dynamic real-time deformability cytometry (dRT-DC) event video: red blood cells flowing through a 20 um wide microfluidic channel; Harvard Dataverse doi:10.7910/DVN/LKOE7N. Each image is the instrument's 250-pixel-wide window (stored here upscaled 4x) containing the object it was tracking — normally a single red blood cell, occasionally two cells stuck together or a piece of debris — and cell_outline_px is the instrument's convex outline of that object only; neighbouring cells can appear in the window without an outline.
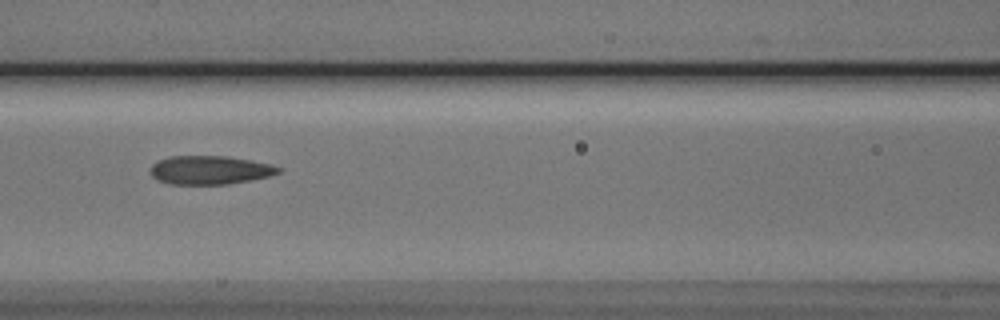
{"species": "Egyptian fruit bat (a non-hibernating species)", "species_latin": "Rousettus aegyptiacus", "temperature_condition": "cold", "stored_images_in_passage": 8, "camera_frame_rate_fps": 3000, "um_per_image_px": 0.085, "animal": {"sex": "male"}, "frame": {"image": 1, "passage_image": 3, "time_ms": 2.333, "image_size_px": [1000, 320], "cell_outline_px": [[280, 172], [268, 176], [228, 184], [168, 184], [156, 180], [148, 172], [148, 168], [152, 164], [168, 156], [228, 156], [252, 160], [272, 164], [280, 168]], "centroid_in_image_um": [17.77, 14.45], "position_along_channel_um": 148.8, "area_um2": 21.5}}
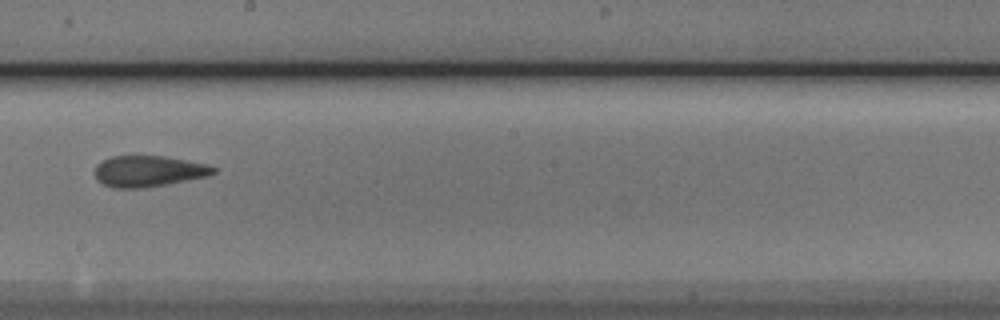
{"frame": {"image": 2, "passage_image": 5, "time_ms": 4.667, "image_size_px": [1000, 320], "cell_outline_px": [[216, 172], [208, 176], [168, 184], [140, 188], [112, 188], [96, 180], [92, 172], [96, 164], [112, 156], [164, 156], [208, 164], [216, 168]], "centroid_in_image_um": [12.59, 14.55], "position_along_channel_um": 235.6, "area_um2": 21.68}}
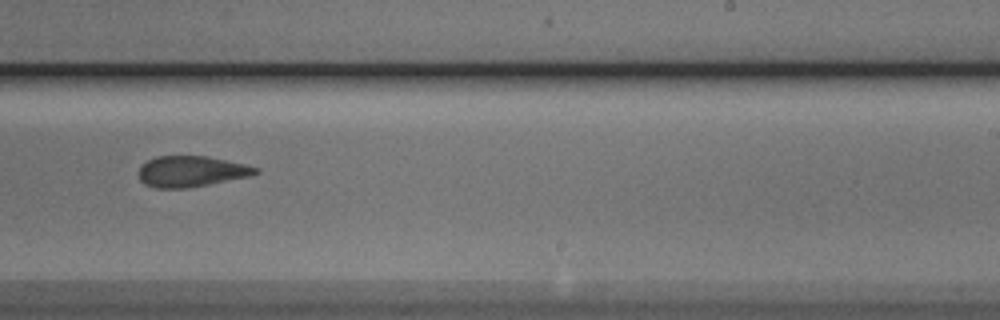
{"frame": {"image": 3, "passage_image": 6, "time_ms": 5.667, "image_size_px": [1000, 320], "cell_outline_px": [[260, 172], [248, 176], [188, 188], [156, 188], [144, 184], [140, 180], [140, 168], [148, 160], [156, 156], [208, 156], [244, 164], [260, 168]], "centroid_in_image_um": [16.26, 14.57], "position_along_channel_um": 272.7, "area_um2": 20.81}}